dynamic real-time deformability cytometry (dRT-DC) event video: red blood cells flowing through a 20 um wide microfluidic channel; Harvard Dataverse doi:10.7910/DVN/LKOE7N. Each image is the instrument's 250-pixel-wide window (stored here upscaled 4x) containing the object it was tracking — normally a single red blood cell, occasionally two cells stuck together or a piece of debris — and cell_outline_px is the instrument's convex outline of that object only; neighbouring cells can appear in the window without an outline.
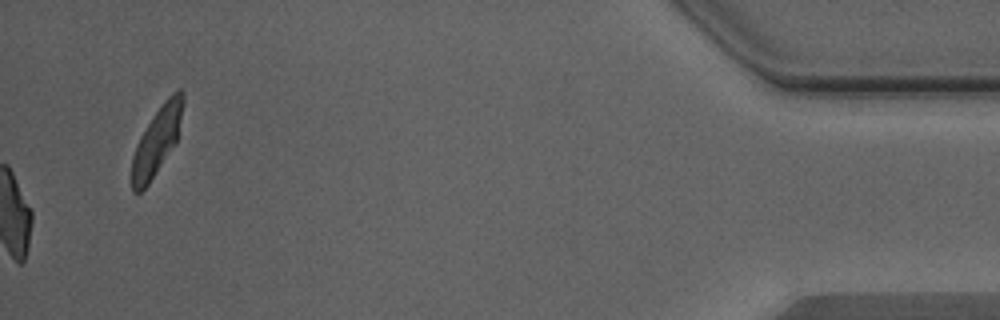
{"species": "Egyptian fruit bat (a non-hibernating species)", "species_latin": "Rousettus aegyptiacus", "temperature_condition": "warm", "stored_images_in_passage": 48, "camera_frame_rate_fps": 3000, "um_per_image_px": 0.085, "animal": {"sex": "male"}, "frame": {"image": 1, "passage_image": 48, "time_ms": 15.667, "image_size_px": [1000, 320], "cell_outline_px": [[184, 100], [176, 144], [148, 184], [140, 192], [132, 192], [132, 156], [136, 144], [140, 136], [152, 116], [164, 100], [172, 92], [180, 88], [184, 92]], "centroid_in_image_um": [13.34, 11.94], "position_along_channel_um": 421.9, "area_um2": 20.17}, "authors_computed_cell_mechanics": {"area_um2": 21.5305, "velocity_mm_per_s": 4.3919, "shape_relaxation_time_tau1_ms": 8.4107, "shape_relaxation_time_tau2_ms": 1.5482, "deformation_change_tau1": 0.276, "deformation_change_tau2": 0.0797}}